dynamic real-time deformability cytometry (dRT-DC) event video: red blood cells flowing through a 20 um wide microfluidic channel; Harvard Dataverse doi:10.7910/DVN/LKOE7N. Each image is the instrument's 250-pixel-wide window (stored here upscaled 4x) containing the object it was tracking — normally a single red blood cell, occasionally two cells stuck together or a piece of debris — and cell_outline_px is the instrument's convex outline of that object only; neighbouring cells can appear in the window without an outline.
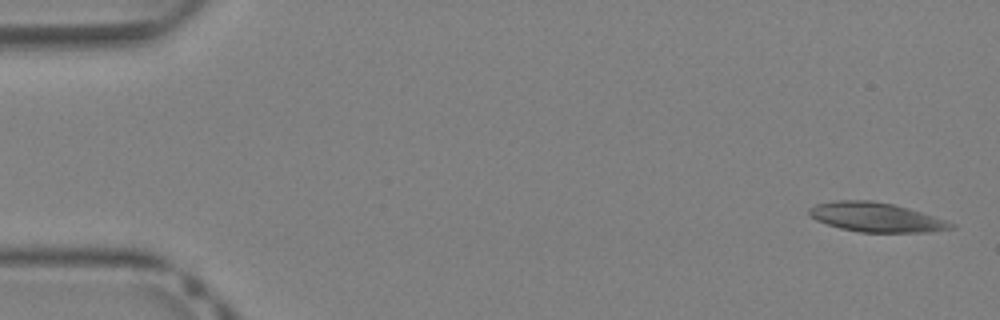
{"species": "Egyptian fruit bat (a non-hibernating species)", "species_latin": "Rousettus aegyptiacus", "temperature_condition": "warm", "stored_images_in_passage": 40, "camera_frame_rate_fps": 3000, "um_per_image_px": 0.085, "animal": {"sex": "female"}, "frame": {"image": 1, "passage_image": 1, "time_ms": 0.0, "image_size_px": [1000, 320], "cell_outline_px": [[956, 228], [932, 232], [860, 232], [840, 228], [816, 220], [808, 212], [808, 208], [816, 204], [836, 200], [872, 200], [892, 204], [908, 208], [956, 224]], "centroid_in_image_um": [74.47, 18.47], "position_along_channel_um": 10.5, "area_um2": 24.1}}
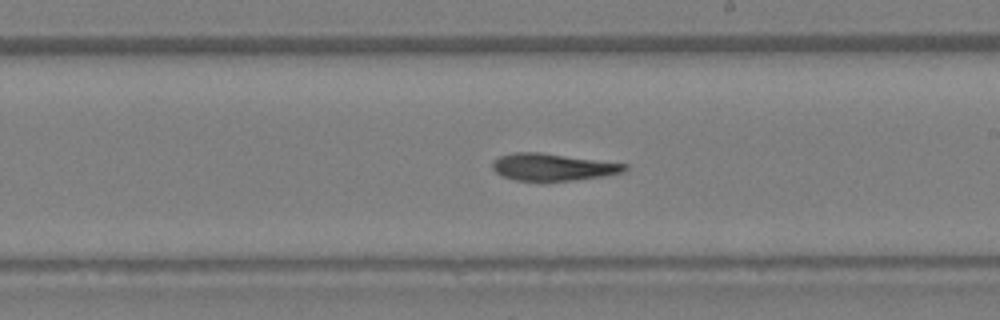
{"frame": {"image": 2, "passage_image": 23, "time_ms": 7.333, "image_size_px": [1000, 320], "cell_outline_px": [[628, 168], [624, 172], [604, 176], [572, 180], [516, 180], [504, 176], [496, 172], [492, 168], [492, 160], [500, 156], [516, 152], [540, 152], [628, 164]], "centroid_in_image_um": [47.0, 14.19], "position_along_channel_um": 242.0, "area_um2": 20.69}}
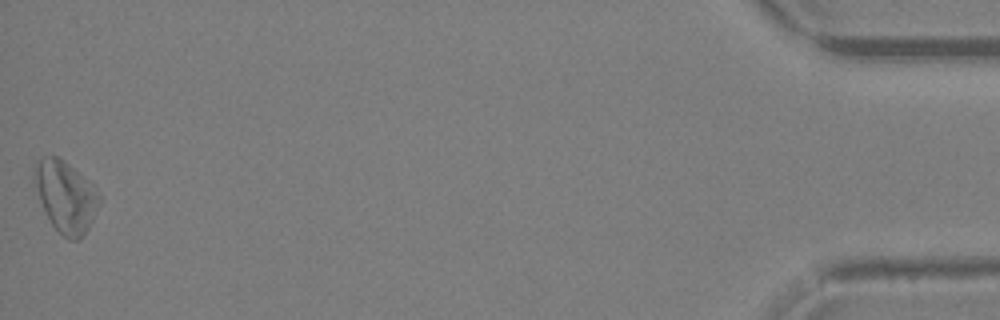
{"frame": {"image": 3, "passage_image": 40, "time_ms": 13.0, "image_size_px": [1000, 320], "cell_outline_px": [[100, 204], [88, 228], [80, 240], [68, 240], [52, 224], [40, 200], [32, 180], [32, 176], [36, 164], [44, 156], [56, 156], [64, 160], [100, 196]], "centroid_in_image_um": [5.54, 16.73], "position_along_channel_um": 429.7, "area_um2": 26.13}}